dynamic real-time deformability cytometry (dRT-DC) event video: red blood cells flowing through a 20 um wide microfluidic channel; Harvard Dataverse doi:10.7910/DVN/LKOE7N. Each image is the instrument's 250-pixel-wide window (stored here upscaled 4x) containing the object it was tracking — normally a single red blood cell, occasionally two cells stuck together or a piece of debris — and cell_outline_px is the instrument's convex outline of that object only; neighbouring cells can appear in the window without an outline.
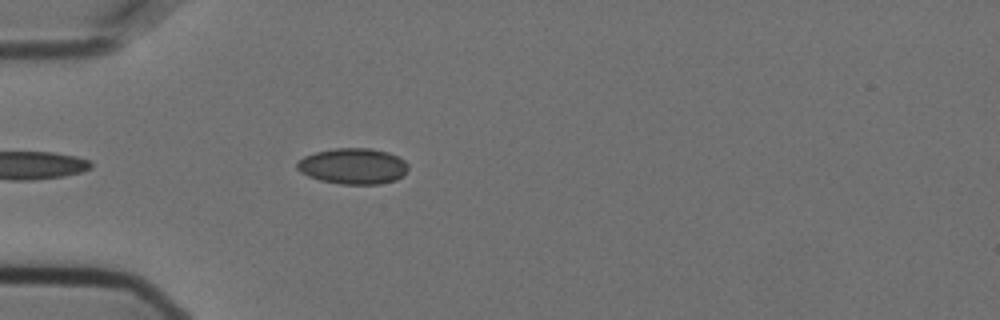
{"species": "Egyptian fruit bat (a non-hibernating species)", "species_latin": "Rousettus aegyptiacus", "temperature_condition": "cold", "stored_images_in_passage": 41, "camera_frame_rate_fps": 3000, "um_per_image_px": 0.085, "animal": {"sex": "female"}, "frame": {"image": 1, "passage_image": 4, "time_ms": 1.0, "image_size_px": [1000, 320], "cell_outline_px": [[408, 168], [404, 176], [396, 180], [380, 184], [340, 184], [320, 180], [308, 176], [300, 172], [296, 168], [296, 164], [304, 156], [316, 152], [336, 148], [372, 148], [388, 152], [404, 160], [408, 164]], "centroid_in_image_um": [30.02, 14.12], "position_along_channel_um": 55.0, "area_um2": 23.35}}
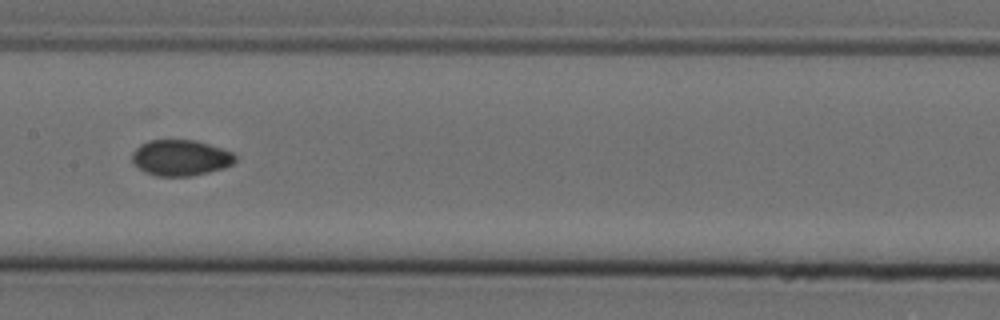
{"frame": {"image": 2, "passage_image": 16, "time_ms": 5.0, "image_size_px": [1000, 320], "cell_outline_px": [[236, 160], [232, 164], [224, 168], [192, 176], [156, 176], [144, 172], [132, 164], [132, 152], [140, 144], [148, 140], [196, 140], [232, 152], [236, 156]], "centroid_in_image_um": [15.31, 13.41], "position_along_channel_um": 192.1, "area_um2": 21.73}}
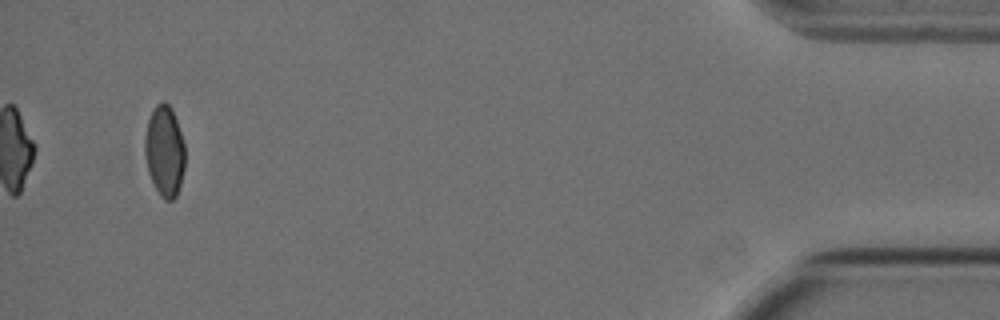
{"frame": {"image": 3, "passage_image": 41, "time_ms": 13.333, "image_size_px": [1000, 320], "cell_outline_px": [[184, 168], [180, 184], [176, 196], [172, 200], [164, 200], [160, 196], [148, 172], [144, 156], [144, 136], [148, 120], [156, 104], [164, 100], [172, 108], [184, 144]], "centroid_in_image_um": [13.96, 12.83], "position_along_channel_um": 421.2, "area_um2": 21.27}, "authors_computed_cell_mechanics": {"area_um2": 21.675, "velocity_mm_per_s": 3.627, "shape_relaxation_time_tau1_ms": null, "shape_relaxation_time_tau2_ms": 2.0898, "deformation_change_tau1": null, "deformation_change_tau2": 0.033}}